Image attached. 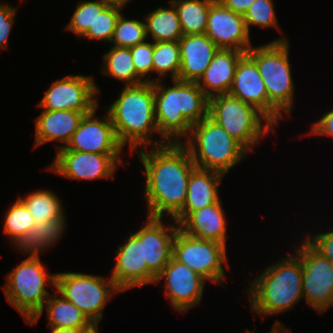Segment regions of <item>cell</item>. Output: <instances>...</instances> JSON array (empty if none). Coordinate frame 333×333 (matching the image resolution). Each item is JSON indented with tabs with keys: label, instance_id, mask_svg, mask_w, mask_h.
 Wrapping results in <instances>:
<instances>
[{
	"label": "cell",
	"instance_id": "obj_2",
	"mask_svg": "<svg viewBox=\"0 0 333 333\" xmlns=\"http://www.w3.org/2000/svg\"><path fill=\"white\" fill-rule=\"evenodd\" d=\"M153 82L155 119L162 141L181 143L192 125L208 116L209 98L196 82L172 80ZM183 138V139H181Z\"/></svg>",
	"mask_w": 333,
	"mask_h": 333
},
{
	"label": "cell",
	"instance_id": "obj_18",
	"mask_svg": "<svg viewBox=\"0 0 333 333\" xmlns=\"http://www.w3.org/2000/svg\"><path fill=\"white\" fill-rule=\"evenodd\" d=\"M142 227L133 233L143 242V263L157 277L172 257V245L179 225L164 224L162 218L146 217Z\"/></svg>",
	"mask_w": 333,
	"mask_h": 333
},
{
	"label": "cell",
	"instance_id": "obj_27",
	"mask_svg": "<svg viewBox=\"0 0 333 333\" xmlns=\"http://www.w3.org/2000/svg\"><path fill=\"white\" fill-rule=\"evenodd\" d=\"M158 7L144 16L146 36H151L153 42L179 41L183 36L180 20L175 5Z\"/></svg>",
	"mask_w": 333,
	"mask_h": 333
},
{
	"label": "cell",
	"instance_id": "obj_42",
	"mask_svg": "<svg viewBox=\"0 0 333 333\" xmlns=\"http://www.w3.org/2000/svg\"><path fill=\"white\" fill-rule=\"evenodd\" d=\"M286 326L279 321L276 320V322L273 324L271 331L269 333H291ZM250 333H255V331H250ZM268 333V332H267Z\"/></svg>",
	"mask_w": 333,
	"mask_h": 333
},
{
	"label": "cell",
	"instance_id": "obj_28",
	"mask_svg": "<svg viewBox=\"0 0 333 333\" xmlns=\"http://www.w3.org/2000/svg\"><path fill=\"white\" fill-rule=\"evenodd\" d=\"M101 73L121 80L125 86L138 85L145 81L136 73L130 48L113 46L103 54Z\"/></svg>",
	"mask_w": 333,
	"mask_h": 333
},
{
	"label": "cell",
	"instance_id": "obj_5",
	"mask_svg": "<svg viewBox=\"0 0 333 333\" xmlns=\"http://www.w3.org/2000/svg\"><path fill=\"white\" fill-rule=\"evenodd\" d=\"M289 40L281 37L246 53L256 62L268 97V120L276 127L283 112L291 114L295 87L289 62ZM283 111V112H282Z\"/></svg>",
	"mask_w": 333,
	"mask_h": 333
},
{
	"label": "cell",
	"instance_id": "obj_41",
	"mask_svg": "<svg viewBox=\"0 0 333 333\" xmlns=\"http://www.w3.org/2000/svg\"><path fill=\"white\" fill-rule=\"evenodd\" d=\"M231 11L244 15L255 0H219Z\"/></svg>",
	"mask_w": 333,
	"mask_h": 333
},
{
	"label": "cell",
	"instance_id": "obj_31",
	"mask_svg": "<svg viewBox=\"0 0 333 333\" xmlns=\"http://www.w3.org/2000/svg\"><path fill=\"white\" fill-rule=\"evenodd\" d=\"M152 61L153 72L158 76L150 79V82H156L169 73L171 80L178 79L181 65L179 41L153 42Z\"/></svg>",
	"mask_w": 333,
	"mask_h": 333
},
{
	"label": "cell",
	"instance_id": "obj_33",
	"mask_svg": "<svg viewBox=\"0 0 333 333\" xmlns=\"http://www.w3.org/2000/svg\"><path fill=\"white\" fill-rule=\"evenodd\" d=\"M147 40L145 20L126 19L121 13L117 19L110 44L130 48Z\"/></svg>",
	"mask_w": 333,
	"mask_h": 333
},
{
	"label": "cell",
	"instance_id": "obj_13",
	"mask_svg": "<svg viewBox=\"0 0 333 333\" xmlns=\"http://www.w3.org/2000/svg\"><path fill=\"white\" fill-rule=\"evenodd\" d=\"M122 154H97L68 149H58L49 171L74 180L112 178L122 161ZM119 164V165H118Z\"/></svg>",
	"mask_w": 333,
	"mask_h": 333
},
{
	"label": "cell",
	"instance_id": "obj_4",
	"mask_svg": "<svg viewBox=\"0 0 333 333\" xmlns=\"http://www.w3.org/2000/svg\"><path fill=\"white\" fill-rule=\"evenodd\" d=\"M275 263L268 265L247 288L250 310L263 318L292 310L304 298L300 258L294 253Z\"/></svg>",
	"mask_w": 333,
	"mask_h": 333
},
{
	"label": "cell",
	"instance_id": "obj_9",
	"mask_svg": "<svg viewBox=\"0 0 333 333\" xmlns=\"http://www.w3.org/2000/svg\"><path fill=\"white\" fill-rule=\"evenodd\" d=\"M56 293L72 302L93 324H99L107 301L122 292L109 277L80 272L56 273Z\"/></svg>",
	"mask_w": 333,
	"mask_h": 333
},
{
	"label": "cell",
	"instance_id": "obj_23",
	"mask_svg": "<svg viewBox=\"0 0 333 333\" xmlns=\"http://www.w3.org/2000/svg\"><path fill=\"white\" fill-rule=\"evenodd\" d=\"M222 201L191 212L180 224L179 229L187 235L219 242L226 245L227 220Z\"/></svg>",
	"mask_w": 333,
	"mask_h": 333
},
{
	"label": "cell",
	"instance_id": "obj_20",
	"mask_svg": "<svg viewBox=\"0 0 333 333\" xmlns=\"http://www.w3.org/2000/svg\"><path fill=\"white\" fill-rule=\"evenodd\" d=\"M181 65L178 80L197 82L218 52V46L204 33L179 39Z\"/></svg>",
	"mask_w": 333,
	"mask_h": 333
},
{
	"label": "cell",
	"instance_id": "obj_7",
	"mask_svg": "<svg viewBox=\"0 0 333 333\" xmlns=\"http://www.w3.org/2000/svg\"><path fill=\"white\" fill-rule=\"evenodd\" d=\"M55 277V273L48 274L40 257L28 256L6 275L7 281L2 287L6 300L26 323L43 309L51 295L46 286H55Z\"/></svg>",
	"mask_w": 333,
	"mask_h": 333
},
{
	"label": "cell",
	"instance_id": "obj_37",
	"mask_svg": "<svg viewBox=\"0 0 333 333\" xmlns=\"http://www.w3.org/2000/svg\"><path fill=\"white\" fill-rule=\"evenodd\" d=\"M133 64L136 73L145 81L150 82L146 76H150L153 72V42H147L137 44L130 47ZM148 74V75H147Z\"/></svg>",
	"mask_w": 333,
	"mask_h": 333
},
{
	"label": "cell",
	"instance_id": "obj_11",
	"mask_svg": "<svg viewBox=\"0 0 333 333\" xmlns=\"http://www.w3.org/2000/svg\"><path fill=\"white\" fill-rule=\"evenodd\" d=\"M302 240L294 253L302 262L304 300L318 313H323L333 306V264Z\"/></svg>",
	"mask_w": 333,
	"mask_h": 333
},
{
	"label": "cell",
	"instance_id": "obj_45",
	"mask_svg": "<svg viewBox=\"0 0 333 333\" xmlns=\"http://www.w3.org/2000/svg\"><path fill=\"white\" fill-rule=\"evenodd\" d=\"M98 325L99 324H92L89 328L82 330L79 333H98Z\"/></svg>",
	"mask_w": 333,
	"mask_h": 333
},
{
	"label": "cell",
	"instance_id": "obj_30",
	"mask_svg": "<svg viewBox=\"0 0 333 333\" xmlns=\"http://www.w3.org/2000/svg\"><path fill=\"white\" fill-rule=\"evenodd\" d=\"M19 199L25 204L35 223H43L67 216L62 201L51 190H34L24 198L19 196Z\"/></svg>",
	"mask_w": 333,
	"mask_h": 333
},
{
	"label": "cell",
	"instance_id": "obj_38",
	"mask_svg": "<svg viewBox=\"0 0 333 333\" xmlns=\"http://www.w3.org/2000/svg\"><path fill=\"white\" fill-rule=\"evenodd\" d=\"M307 236L305 240L333 264V230L316 233V235L308 232Z\"/></svg>",
	"mask_w": 333,
	"mask_h": 333
},
{
	"label": "cell",
	"instance_id": "obj_15",
	"mask_svg": "<svg viewBox=\"0 0 333 333\" xmlns=\"http://www.w3.org/2000/svg\"><path fill=\"white\" fill-rule=\"evenodd\" d=\"M97 109L85 114L78 129L63 148L97 154H122L123 146L118 141L110 115L106 112L102 119L96 115Z\"/></svg>",
	"mask_w": 333,
	"mask_h": 333
},
{
	"label": "cell",
	"instance_id": "obj_34",
	"mask_svg": "<svg viewBox=\"0 0 333 333\" xmlns=\"http://www.w3.org/2000/svg\"><path fill=\"white\" fill-rule=\"evenodd\" d=\"M108 5L101 0H84L78 2L70 22L65 29L73 32L78 38L82 37L89 28H93L97 16Z\"/></svg>",
	"mask_w": 333,
	"mask_h": 333
},
{
	"label": "cell",
	"instance_id": "obj_29",
	"mask_svg": "<svg viewBox=\"0 0 333 333\" xmlns=\"http://www.w3.org/2000/svg\"><path fill=\"white\" fill-rule=\"evenodd\" d=\"M178 13L183 35L204 34L208 13L215 0H170Z\"/></svg>",
	"mask_w": 333,
	"mask_h": 333
},
{
	"label": "cell",
	"instance_id": "obj_17",
	"mask_svg": "<svg viewBox=\"0 0 333 333\" xmlns=\"http://www.w3.org/2000/svg\"><path fill=\"white\" fill-rule=\"evenodd\" d=\"M123 245L117 247L115 266L111 278L123 292L134 287L145 286L156 282V276L143 263V242L132 232Z\"/></svg>",
	"mask_w": 333,
	"mask_h": 333
},
{
	"label": "cell",
	"instance_id": "obj_12",
	"mask_svg": "<svg viewBox=\"0 0 333 333\" xmlns=\"http://www.w3.org/2000/svg\"><path fill=\"white\" fill-rule=\"evenodd\" d=\"M99 88L92 76L68 75L45 91L38 106L47 111L92 112L98 106Z\"/></svg>",
	"mask_w": 333,
	"mask_h": 333
},
{
	"label": "cell",
	"instance_id": "obj_44",
	"mask_svg": "<svg viewBox=\"0 0 333 333\" xmlns=\"http://www.w3.org/2000/svg\"><path fill=\"white\" fill-rule=\"evenodd\" d=\"M51 333H79L81 330L73 328H50Z\"/></svg>",
	"mask_w": 333,
	"mask_h": 333
},
{
	"label": "cell",
	"instance_id": "obj_3",
	"mask_svg": "<svg viewBox=\"0 0 333 333\" xmlns=\"http://www.w3.org/2000/svg\"><path fill=\"white\" fill-rule=\"evenodd\" d=\"M154 108L153 82L124 86L119 97L109 105L107 112L118 141L123 147L128 145L130 152L168 143L153 139L152 133L160 135Z\"/></svg>",
	"mask_w": 333,
	"mask_h": 333
},
{
	"label": "cell",
	"instance_id": "obj_10",
	"mask_svg": "<svg viewBox=\"0 0 333 333\" xmlns=\"http://www.w3.org/2000/svg\"><path fill=\"white\" fill-rule=\"evenodd\" d=\"M226 246L212 240L199 239L187 235L179 228L173 240L172 257L187 265L207 281L223 285L228 259Z\"/></svg>",
	"mask_w": 333,
	"mask_h": 333
},
{
	"label": "cell",
	"instance_id": "obj_19",
	"mask_svg": "<svg viewBox=\"0 0 333 333\" xmlns=\"http://www.w3.org/2000/svg\"><path fill=\"white\" fill-rule=\"evenodd\" d=\"M229 95L255 107L268 119V97L256 62L245 53L237 63Z\"/></svg>",
	"mask_w": 333,
	"mask_h": 333
},
{
	"label": "cell",
	"instance_id": "obj_24",
	"mask_svg": "<svg viewBox=\"0 0 333 333\" xmlns=\"http://www.w3.org/2000/svg\"><path fill=\"white\" fill-rule=\"evenodd\" d=\"M244 54L245 52L236 50H218L210 65L196 82L209 99L229 93L237 63Z\"/></svg>",
	"mask_w": 333,
	"mask_h": 333
},
{
	"label": "cell",
	"instance_id": "obj_16",
	"mask_svg": "<svg viewBox=\"0 0 333 333\" xmlns=\"http://www.w3.org/2000/svg\"><path fill=\"white\" fill-rule=\"evenodd\" d=\"M205 34L219 49L247 52L252 46L244 15L215 0L210 7Z\"/></svg>",
	"mask_w": 333,
	"mask_h": 333
},
{
	"label": "cell",
	"instance_id": "obj_39",
	"mask_svg": "<svg viewBox=\"0 0 333 333\" xmlns=\"http://www.w3.org/2000/svg\"><path fill=\"white\" fill-rule=\"evenodd\" d=\"M17 7L0 4V50L8 48V39L13 27Z\"/></svg>",
	"mask_w": 333,
	"mask_h": 333
},
{
	"label": "cell",
	"instance_id": "obj_6",
	"mask_svg": "<svg viewBox=\"0 0 333 333\" xmlns=\"http://www.w3.org/2000/svg\"><path fill=\"white\" fill-rule=\"evenodd\" d=\"M184 142L182 144L197 168L215 170L224 175L249 153L209 116L192 125Z\"/></svg>",
	"mask_w": 333,
	"mask_h": 333
},
{
	"label": "cell",
	"instance_id": "obj_32",
	"mask_svg": "<svg viewBox=\"0 0 333 333\" xmlns=\"http://www.w3.org/2000/svg\"><path fill=\"white\" fill-rule=\"evenodd\" d=\"M4 219L3 232L12 246L35 225L31 213L19 198L7 210Z\"/></svg>",
	"mask_w": 333,
	"mask_h": 333
},
{
	"label": "cell",
	"instance_id": "obj_40",
	"mask_svg": "<svg viewBox=\"0 0 333 333\" xmlns=\"http://www.w3.org/2000/svg\"><path fill=\"white\" fill-rule=\"evenodd\" d=\"M322 117L312 124L309 135H324L333 138V108L321 115Z\"/></svg>",
	"mask_w": 333,
	"mask_h": 333
},
{
	"label": "cell",
	"instance_id": "obj_22",
	"mask_svg": "<svg viewBox=\"0 0 333 333\" xmlns=\"http://www.w3.org/2000/svg\"><path fill=\"white\" fill-rule=\"evenodd\" d=\"M88 113L90 112L42 110L35 119L34 147L53 141L62 142L61 146H56V150L65 147L78 129L83 116Z\"/></svg>",
	"mask_w": 333,
	"mask_h": 333
},
{
	"label": "cell",
	"instance_id": "obj_21",
	"mask_svg": "<svg viewBox=\"0 0 333 333\" xmlns=\"http://www.w3.org/2000/svg\"><path fill=\"white\" fill-rule=\"evenodd\" d=\"M224 176L226 175L215 170L195 167L190 173L183 209L173 220L179 225L191 212L218 202V187Z\"/></svg>",
	"mask_w": 333,
	"mask_h": 333
},
{
	"label": "cell",
	"instance_id": "obj_43",
	"mask_svg": "<svg viewBox=\"0 0 333 333\" xmlns=\"http://www.w3.org/2000/svg\"><path fill=\"white\" fill-rule=\"evenodd\" d=\"M101 1L106 3L108 6H117L120 8H124V6L131 0H101Z\"/></svg>",
	"mask_w": 333,
	"mask_h": 333
},
{
	"label": "cell",
	"instance_id": "obj_1",
	"mask_svg": "<svg viewBox=\"0 0 333 333\" xmlns=\"http://www.w3.org/2000/svg\"><path fill=\"white\" fill-rule=\"evenodd\" d=\"M147 149L136 151L145 169L147 216L173 219L183 209L190 173L196 166L182 142Z\"/></svg>",
	"mask_w": 333,
	"mask_h": 333
},
{
	"label": "cell",
	"instance_id": "obj_35",
	"mask_svg": "<svg viewBox=\"0 0 333 333\" xmlns=\"http://www.w3.org/2000/svg\"><path fill=\"white\" fill-rule=\"evenodd\" d=\"M123 8L117 6H107L96 18L93 28L82 36L89 40H98L104 42H111L114 34L115 25L119 15L122 13Z\"/></svg>",
	"mask_w": 333,
	"mask_h": 333
},
{
	"label": "cell",
	"instance_id": "obj_14",
	"mask_svg": "<svg viewBox=\"0 0 333 333\" xmlns=\"http://www.w3.org/2000/svg\"><path fill=\"white\" fill-rule=\"evenodd\" d=\"M164 279V287L167 300H170L173 308L178 312L188 310L199 305L204 293L206 279L187 265L171 257L169 263L157 276L155 284Z\"/></svg>",
	"mask_w": 333,
	"mask_h": 333
},
{
	"label": "cell",
	"instance_id": "obj_25",
	"mask_svg": "<svg viewBox=\"0 0 333 333\" xmlns=\"http://www.w3.org/2000/svg\"><path fill=\"white\" fill-rule=\"evenodd\" d=\"M44 308L47 311L50 328H73L82 331L93 324L80 309L60 294L59 296L56 294L50 295L43 309L27 323L30 325L37 323L43 314Z\"/></svg>",
	"mask_w": 333,
	"mask_h": 333
},
{
	"label": "cell",
	"instance_id": "obj_26",
	"mask_svg": "<svg viewBox=\"0 0 333 333\" xmlns=\"http://www.w3.org/2000/svg\"><path fill=\"white\" fill-rule=\"evenodd\" d=\"M66 219L64 216L52 221L35 223L28 233L13 244L14 248L25 255L30 254L28 257H40L41 252L52 248L61 239L66 228Z\"/></svg>",
	"mask_w": 333,
	"mask_h": 333
},
{
	"label": "cell",
	"instance_id": "obj_8",
	"mask_svg": "<svg viewBox=\"0 0 333 333\" xmlns=\"http://www.w3.org/2000/svg\"><path fill=\"white\" fill-rule=\"evenodd\" d=\"M208 116L224 128L248 152L275 126L255 107L229 94L209 99Z\"/></svg>",
	"mask_w": 333,
	"mask_h": 333
},
{
	"label": "cell",
	"instance_id": "obj_36",
	"mask_svg": "<svg viewBox=\"0 0 333 333\" xmlns=\"http://www.w3.org/2000/svg\"><path fill=\"white\" fill-rule=\"evenodd\" d=\"M275 13L273 0H255L244 14L248 32L250 33V26H258L260 28L275 27L280 31Z\"/></svg>",
	"mask_w": 333,
	"mask_h": 333
}]
</instances>
